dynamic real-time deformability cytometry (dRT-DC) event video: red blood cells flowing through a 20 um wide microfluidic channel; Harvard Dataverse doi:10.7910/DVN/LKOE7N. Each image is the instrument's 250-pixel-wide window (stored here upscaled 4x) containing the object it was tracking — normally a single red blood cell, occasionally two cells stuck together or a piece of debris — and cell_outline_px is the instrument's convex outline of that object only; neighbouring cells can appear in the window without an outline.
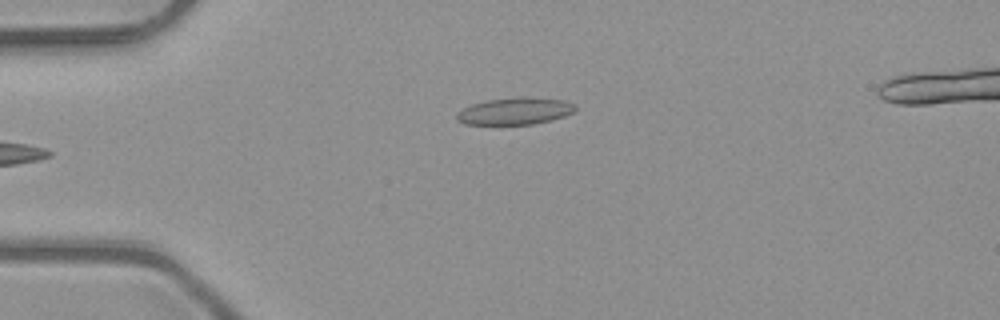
{"species": "common noctule bat (a hibernating species)", "species_latin": "Nyctalus noctula", "temperature_condition": "room temperature", "stored_images_in_passage": 6, "camera_frame_rate_fps": 3000, "um_per_image_px": 0.085, "animal": {"sex": "male", "body_mass_g": 23.1, "forearm_length_mm": 52.7}, "frame": {"image": 1, "passage_image": 6, "time_ms": 1.667, "image_size_px": [1000, 320], "cell_outline_px": [[576, 112], [552, 120], [532, 124], [464, 124], [456, 120], [456, 112], [472, 104], [488, 100], [524, 96], [564, 100], [576, 104]], "centroid_in_image_um": [43.8, 9.44], "position_along_channel_um": 41.2, "area_um2": 18.79}}